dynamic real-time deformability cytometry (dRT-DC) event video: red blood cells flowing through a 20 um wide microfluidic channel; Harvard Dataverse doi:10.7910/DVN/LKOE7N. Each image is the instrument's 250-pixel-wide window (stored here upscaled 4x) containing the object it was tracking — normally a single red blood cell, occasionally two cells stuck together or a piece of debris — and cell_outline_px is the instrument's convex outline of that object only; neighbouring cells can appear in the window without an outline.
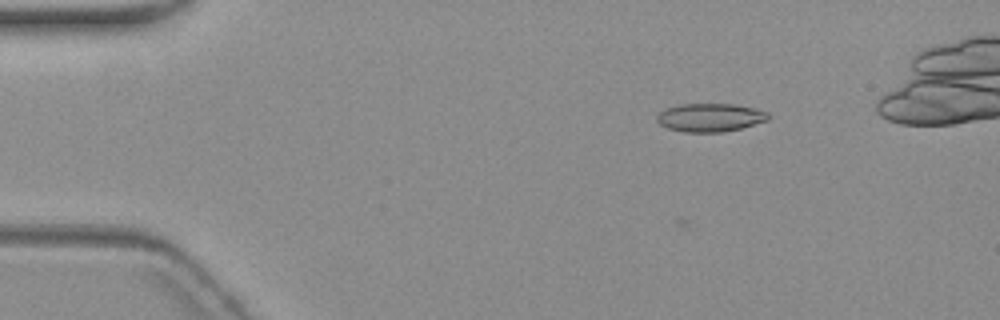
{"species": "common noctule bat (a hibernating species)", "species_latin": "Nyctalus noctula", "temperature_condition": "warm", "stored_images_in_passage": 6, "camera_frame_rate_fps": 3000, "um_per_image_px": 0.085, "animal": {"sex": "female", "body_mass_g": 19.3, "forearm_length_mm": 54.1}, "frame": {"image": 1, "passage_image": 4, "time_ms": 3.667, "image_size_px": [1000, 320], "cell_outline_px": [[768, 120], [740, 128], [720, 132], [684, 132], [668, 128], [660, 124], [656, 120], [656, 116], [664, 108], [676, 104], [736, 104], [756, 108], [768, 112]], "centroid_in_image_um": [60.33, 9.97], "position_along_channel_um": 24.7, "area_um2": 18.44}}